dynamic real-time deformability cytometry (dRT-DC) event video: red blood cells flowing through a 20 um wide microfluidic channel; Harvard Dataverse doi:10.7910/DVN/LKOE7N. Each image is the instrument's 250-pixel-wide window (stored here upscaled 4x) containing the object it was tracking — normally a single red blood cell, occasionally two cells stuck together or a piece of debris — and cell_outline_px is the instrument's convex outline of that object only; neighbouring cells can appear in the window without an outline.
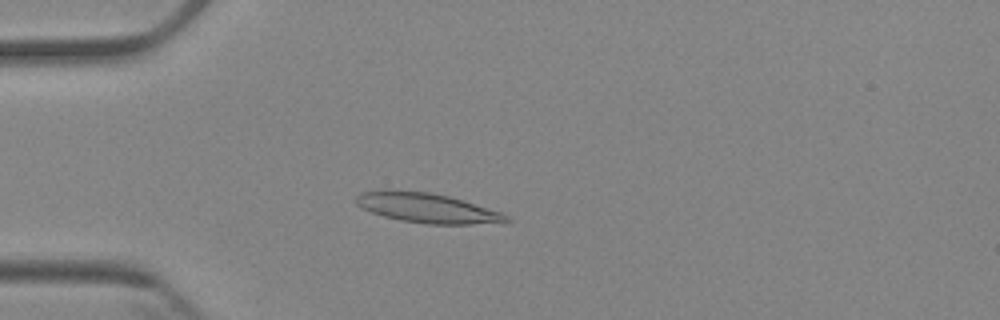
{"species": "Egyptian fruit bat (a non-hibernating species)", "species_latin": "Rousettus aegyptiacus", "temperature_condition": "cold", "stored_images_in_passage": 6, "camera_frame_rate_fps": 3000, "um_per_image_px": 0.085, "animal": {"sex": "female"}, "frame": {"image": 1, "passage_image": 4, "time_ms": 4.333, "image_size_px": [1000, 320], "cell_outline_px": [[512, 220], [472, 224], [428, 224], [400, 220], [384, 216], [360, 208], [356, 204], [356, 196], [360, 192], [384, 188], [388, 188], [432, 192], [464, 200], [500, 212], [508, 216]], "centroid_in_image_um": [36.19, 17.64], "position_along_channel_um": 48.8, "area_um2": 26.24}}
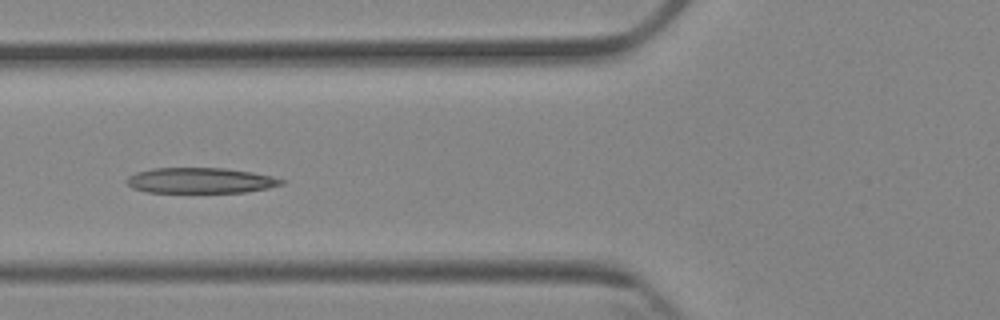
{"frame": {"image": 2, "passage_image": 6, "time_ms": 6.333, "image_size_px": [1000, 320], "cell_outline_px": [[284, 184], [268, 188], [248, 192], [148, 192], [132, 188], [128, 184], [128, 176], [136, 172], [152, 168], [224, 168], [252, 172], [272, 176], [284, 180]], "centroid_in_image_um": [17.06, 15.34], "position_along_channel_um": 108.7, "area_um2": 22.95}}